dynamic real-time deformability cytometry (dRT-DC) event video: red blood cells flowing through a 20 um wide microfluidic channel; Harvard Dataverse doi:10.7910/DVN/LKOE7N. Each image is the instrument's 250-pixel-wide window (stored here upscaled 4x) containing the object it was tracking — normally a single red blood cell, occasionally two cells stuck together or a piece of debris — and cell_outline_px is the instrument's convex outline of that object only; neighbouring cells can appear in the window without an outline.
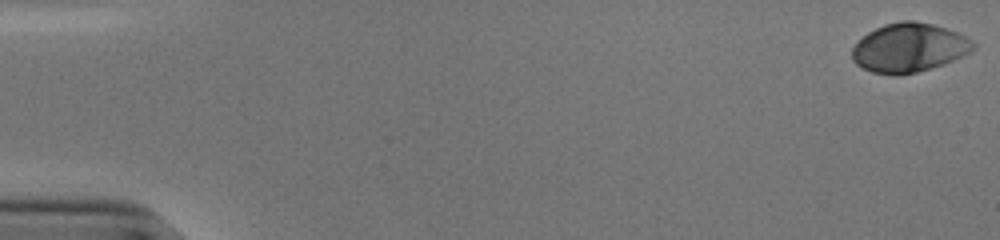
{"species": "human", "species_latin": "Homo sapiens", "temperature_condition": "cold", "stored_images_in_passage": 46, "camera_frame_rate_fps": 3000, "um_per_image_px": 0.085, "donor": {"sex": "male"}, "frame": {"image": 1, "passage_image": 1, "time_ms": 0.0, "image_size_px": [1000, 240], "cell_outline_px": [[976, 48], [972, 52], [944, 64], [916, 72], [900, 76], [892, 76], [872, 72], [856, 64], [852, 60], [852, 48], [868, 32], [884, 24], [900, 20], [912, 20], [932, 24], [956, 32], [972, 40], [976, 44]], "centroid_in_image_um": [77.28, 4.07], "position_along_channel_um": 7.7, "area_um2": 34.68}}
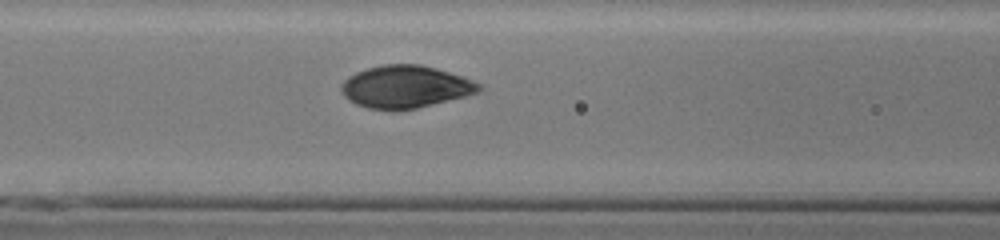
{"frame": {"image": 2, "passage_image": 24, "time_ms": 7.667, "image_size_px": [1000, 240], "cell_outline_px": [[484, 88], [480, 92], [416, 108], [396, 112], [392, 112], [368, 108], [356, 104], [348, 100], [340, 92], [340, 84], [348, 76], [356, 72], [368, 68], [384, 64], [420, 64], [436, 68], [472, 80], [480, 84]], "centroid_in_image_um": [34.41, 7.39], "position_along_channel_um": 132.2, "area_um2": 34.33}}
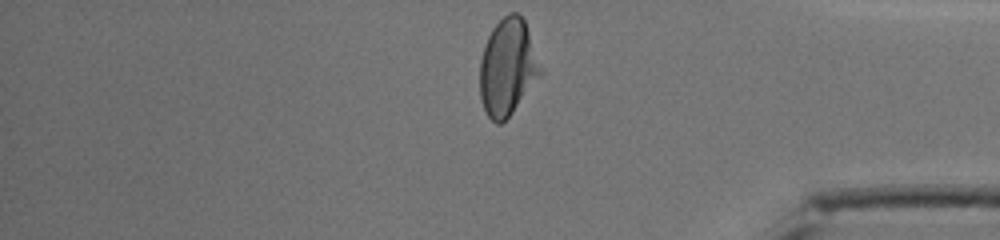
{"frame": {"image": 3, "passage_image": 46, "time_ms": 15.0, "image_size_px": [1000, 240], "cell_outline_px": [[540, 72], [512, 112], [500, 124], [496, 124], [488, 116], [484, 108], [480, 96], [480, 60], [488, 36], [492, 28], [508, 12], [516, 12], [524, 20], [540, 68]], "centroid_in_image_um": [43.08, 5.7], "position_along_channel_um": 392.1, "area_um2": 32.83}, "authors_computed_cell_mechanics": {"area_um2": 34.1598, "velocity_mm_per_s": 3.816, "shape_relaxation_time_tau1_ms": 3.1384, "shape_relaxation_time_tau2_ms": null, "deformation_change_tau1": 0.1583, "deformation_change_tau2": null}}